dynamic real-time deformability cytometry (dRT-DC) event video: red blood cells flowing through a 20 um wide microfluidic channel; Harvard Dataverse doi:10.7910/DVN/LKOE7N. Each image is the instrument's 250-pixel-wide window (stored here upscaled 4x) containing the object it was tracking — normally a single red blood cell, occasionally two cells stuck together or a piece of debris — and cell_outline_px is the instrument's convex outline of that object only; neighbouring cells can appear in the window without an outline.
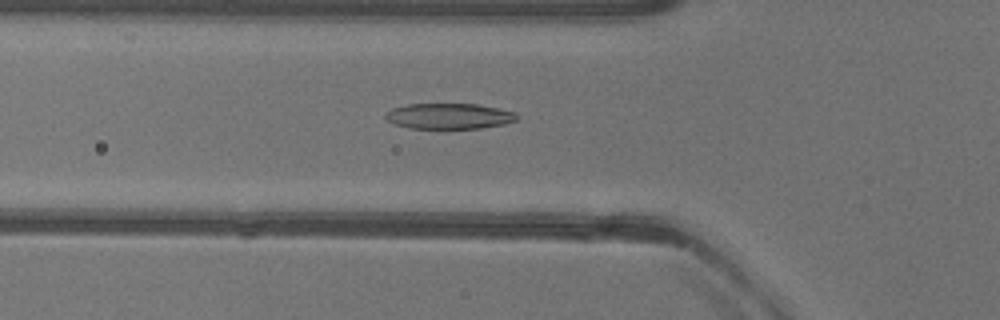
{"species": "common noctule bat (a hibernating species)", "species_latin": "Nyctalus noctula", "temperature_condition": "warm", "stored_images_in_passage": 51, "camera_frame_rate_fps": 3000, "um_per_image_px": 0.085, "animal": {"sex": "female"}, "frame": {"image": 1, "passage_image": 17, "time_ms": 5.333, "image_size_px": [1000, 320], "cell_outline_px": [[516, 120], [504, 124], [480, 128], [408, 128], [396, 124], [388, 120], [384, 116], [384, 112], [392, 108], [408, 104], [476, 104], [500, 108], [516, 112]], "centroid_in_image_um": [38.16, 9.86], "position_along_channel_um": 87.6, "area_um2": 19.59}}
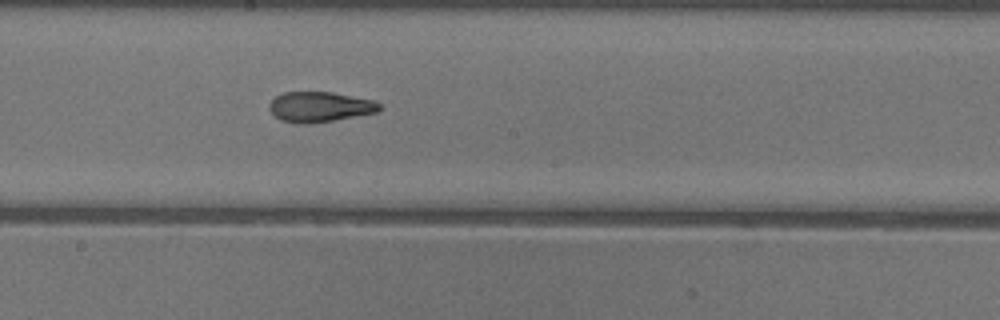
{"frame": {"image": 2, "passage_image": 27, "time_ms": 8.667, "image_size_px": [1000, 320], "cell_outline_px": [[384, 108], [376, 112], [336, 120], [308, 124], [296, 124], [280, 120], [268, 108], [268, 104], [276, 96], [284, 92], [332, 92], [372, 100], [380, 104]], "centroid_in_image_um": [27.17, 9.09], "position_along_channel_um": 221.0, "area_um2": 19.48}}
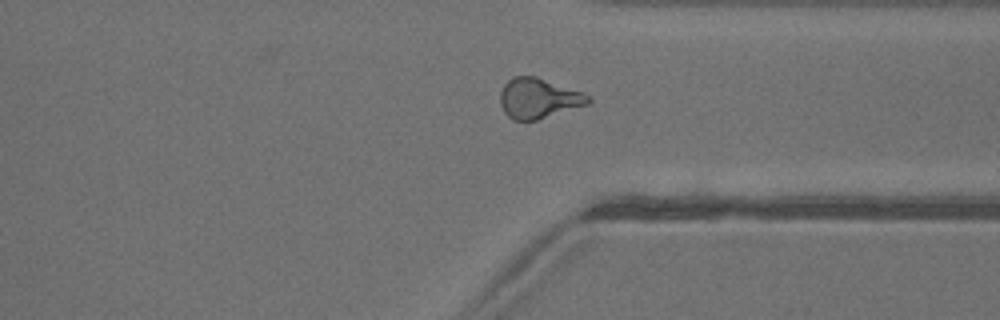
{"frame": {"image": 3, "passage_image": 38, "time_ms": 12.333, "image_size_px": [1000, 320], "cell_outline_px": [[592, 100], [588, 104], [536, 120], [512, 120], [504, 112], [500, 104], [500, 92], [504, 84], [512, 76], [536, 76], [584, 92]], "centroid_in_image_um": [45.76, 8.34], "position_along_channel_um": 365.6, "area_um2": 20.63}, "authors_computed_cell_mechanics": {"area_um2": 20.6346, "velocity_mm_per_s": 3.9783, "shape_relaxation_time_tau1_ms": 5.0716, "shape_relaxation_time_tau2_ms": 2.0375, "deformation_change_tau1": 0.1759, "deformation_change_tau2": 0.0989}}